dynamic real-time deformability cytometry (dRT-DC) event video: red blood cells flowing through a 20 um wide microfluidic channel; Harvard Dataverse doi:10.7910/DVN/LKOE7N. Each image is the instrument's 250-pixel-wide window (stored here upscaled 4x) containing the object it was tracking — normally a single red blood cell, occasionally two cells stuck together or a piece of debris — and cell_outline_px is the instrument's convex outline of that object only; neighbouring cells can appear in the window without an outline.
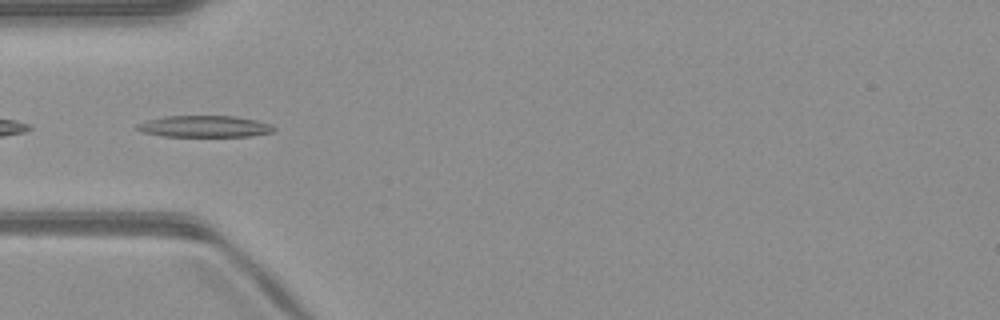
{"species": "common noctule bat (a hibernating species)", "species_latin": "Nyctalus noctula", "temperature_condition": "warm", "stored_images_in_passage": 42, "camera_frame_rate_fps": 3000, "um_per_image_px": 0.085, "animal": {"sex": "male", "body_mass_g": 23.1, "forearm_length_mm": 52.7}, "frame": {"image": 1, "passage_image": 7, "time_ms": 2.0, "image_size_px": [1000, 320], "cell_outline_px": [[276, 132], [252, 136], [164, 136], [144, 132], [136, 128], [136, 124], [148, 120], [164, 116], [236, 116], [256, 120], [272, 124], [276, 128]], "centroid_in_image_um": [17.46, 10.74], "position_along_channel_um": 67.5, "area_um2": 17.22}}
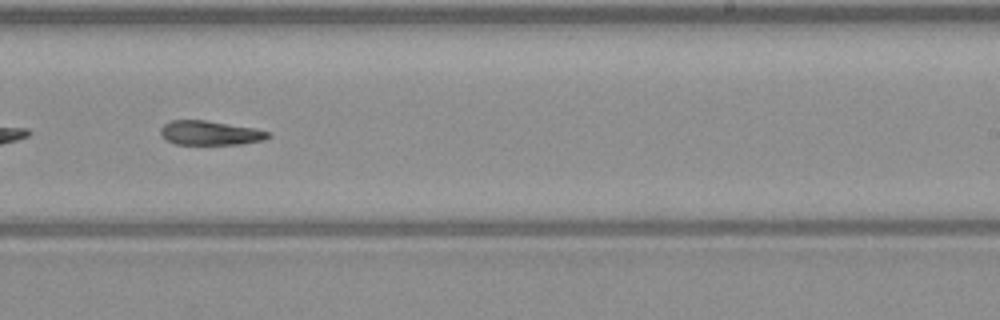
{"frame": {"image": 2, "passage_image": 22, "time_ms": 7.0, "image_size_px": [1000, 320], "cell_outline_px": [[272, 136], [264, 140], [240, 144], [176, 144], [168, 140], [160, 132], [160, 128], [164, 124], [172, 120], [204, 120], [256, 128], [272, 132]], "centroid_in_image_um": [17.93, 11.29], "position_along_channel_um": 271.1, "area_um2": 15.2}}
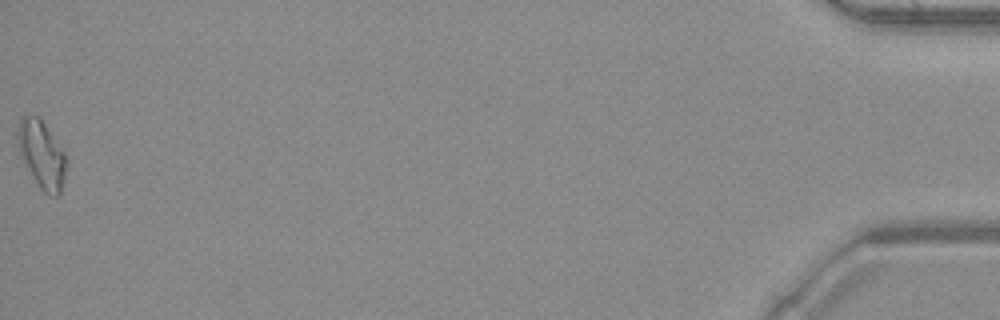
{"frame": {"image": 3, "passage_image": 42, "time_ms": 13.667, "image_size_px": [1000, 320], "cell_outline_px": [[68, 160], [60, 196], [52, 196], [44, 192], [40, 188], [24, 160], [20, 152], [16, 140], [16, 136], [20, 120], [24, 116], [36, 116], [44, 124], [64, 152]], "centroid_in_image_um": [3.57, 13.16], "position_along_channel_um": 431.6, "area_um2": 18.61}, "authors_computed_cell_mechanics": {"area_um2": 16.3285, "velocity_mm_per_s": 4.0557, "shape_relaxation_time_tau1_ms": 9.0589, "shape_relaxation_time_tau2_ms": null, "deformation_change_tau1": 0.2284, "deformation_change_tau2": null}}